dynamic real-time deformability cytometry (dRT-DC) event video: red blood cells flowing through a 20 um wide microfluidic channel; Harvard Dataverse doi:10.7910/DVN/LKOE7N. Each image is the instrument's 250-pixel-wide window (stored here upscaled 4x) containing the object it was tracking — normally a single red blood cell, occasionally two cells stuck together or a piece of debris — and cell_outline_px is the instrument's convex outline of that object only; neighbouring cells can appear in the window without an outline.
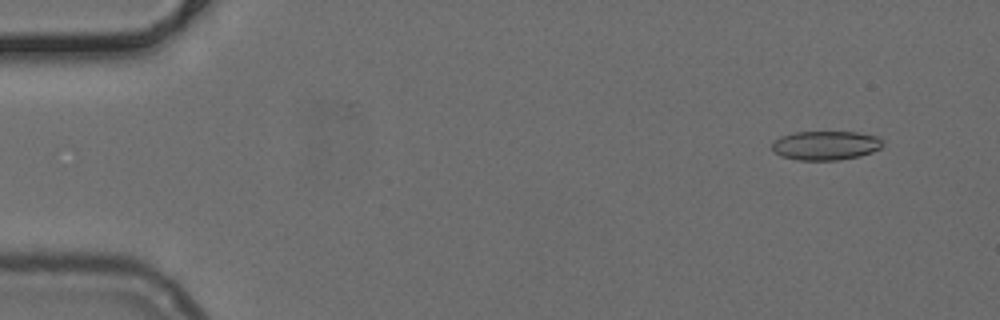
{"species": "common noctule bat (a hibernating species)", "species_latin": "Nyctalus noctula", "temperature_condition": "cold", "stored_images_in_passage": 51, "camera_frame_rate_fps": 3000, "um_per_image_px": 0.085, "animal": {"sex": "female", "body_mass_g": 24.6, "forearm_length_mm": 56.2}, "frame": {"image": 1, "passage_image": 4, "time_ms": 1.0, "image_size_px": [1000, 320], "cell_outline_px": [[884, 144], [880, 148], [872, 152], [860, 156], [840, 160], [796, 160], [780, 156], [772, 148], [772, 144], [780, 136], [796, 132], [856, 132], [876, 136], [884, 140]], "centroid_in_image_um": [70.2, 12.37], "position_along_channel_um": 14.8, "area_um2": 18.84}}
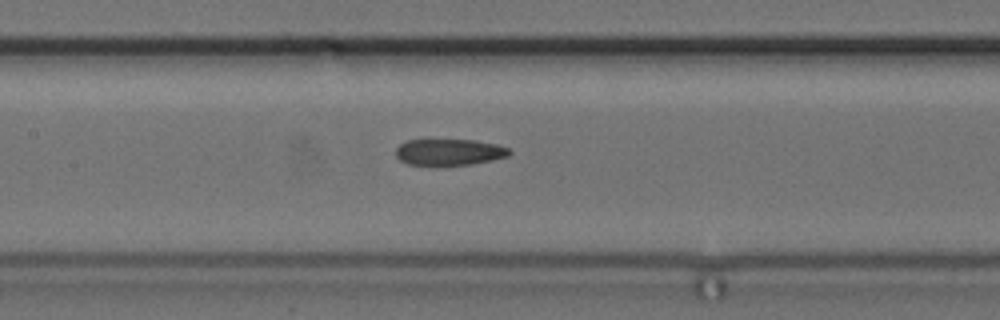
{"frame": {"image": 2, "passage_image": 24, "time_ms": 7.667, "image_size_px": [1000, 320], "cell_outline_px": [[512, 152], [508, 156], [472, 164], [408, 164], [400, 160], [396, 156], [396, 148], [400, 144], [408, 140], [476, 140], [496, 144], [508, 148]], "centroid_in_image_um": [38.19, 12.91], "position_along_channel_um": 169.2, "area_um2": 17.11}}
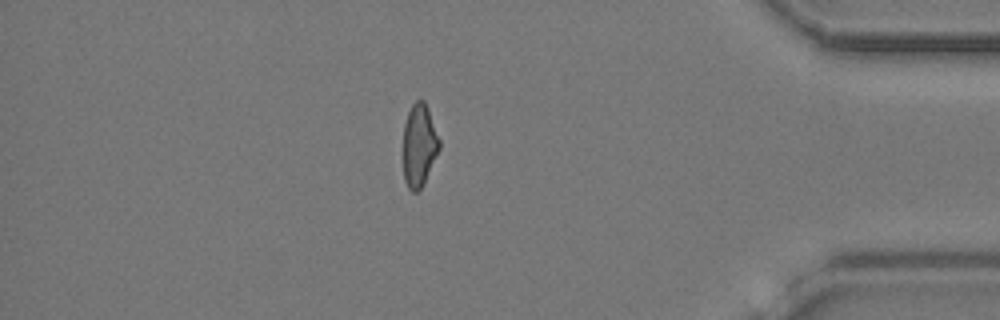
{"frame": {"image": 3, "passage_image": 44, "time_ms": 14.333, "image_size_px": [1000, 320], "cell_outline_px": [[440, 148], [424, 184], [416, 192], [412, 192], [408, 188], [404, 180], [404, 124], [408, 112], [412, 104], [416, 100], [424, 100], [440, 140]], "centroid_in_image_um": [35.63, 12.37], "position_along_channel_um": 399.6, "area_um2": 17.28}}